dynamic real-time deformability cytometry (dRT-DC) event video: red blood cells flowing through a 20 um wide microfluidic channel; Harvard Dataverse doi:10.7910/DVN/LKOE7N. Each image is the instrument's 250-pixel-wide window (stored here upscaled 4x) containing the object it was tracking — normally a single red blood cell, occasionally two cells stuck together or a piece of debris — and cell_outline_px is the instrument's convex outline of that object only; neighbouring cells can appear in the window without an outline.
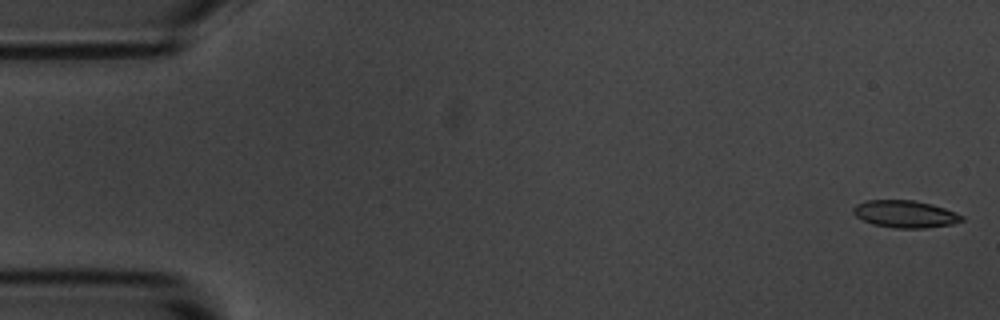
{"species": "common noctule bat (a hibernating species)", "species_latin": "Nyctalus noctula", "temperature_condition": "room temperature", "stored_images_in_passage": 56, "camera_frame_rate_fps": 3000, "um_per_image_px": 0.085, "animal": {"sex": "male", "body_mass_g": 20.1, "forearm_length_mm": 53.5}, "frame": {"image": 1, "passage_image": 1, "time_ms": 0.0, "image_size_px": [1000, 320], "cell_outline_px": [[964, 220], [952, 224], [928, 228], [896, 228], [872, 224], [856, 216], [852, 212], [852, 208], [856, 204], [868, 200], [912, 200], [932, 204], [956, 212], [964, 216]], "centroid_in_image_um": [76.95, 18.19], "position_along_channel_um": 8.1, "area_um2": 17.28}}
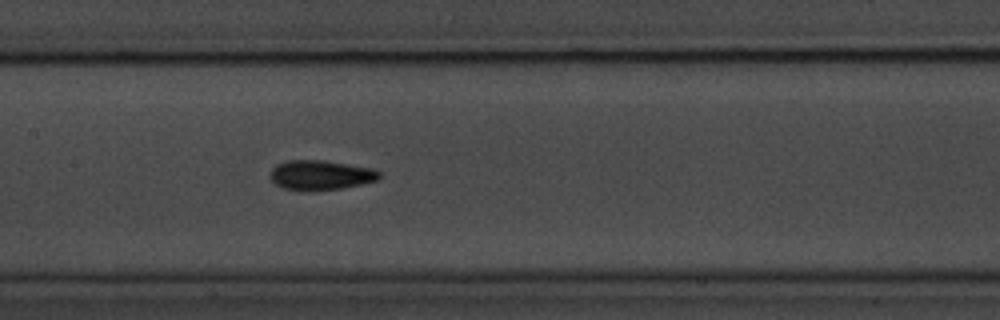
{"frame": {"image": 2, "passage_image": 26, "time_ms": 8.333, "image_size_px": [1000, 320], "cell_outline_px": [[380, 180], [340, 188], [308, 192], [280, 188], [272, 180], [268, 172], [276, 164], [284, 160], [320, 160], [348, 164], [372, 168], [380, 172]], "centroid_in_image_um": [27.2, 14.89], "position_along_channel_um": 180.2, "area_um2": 19.19}}
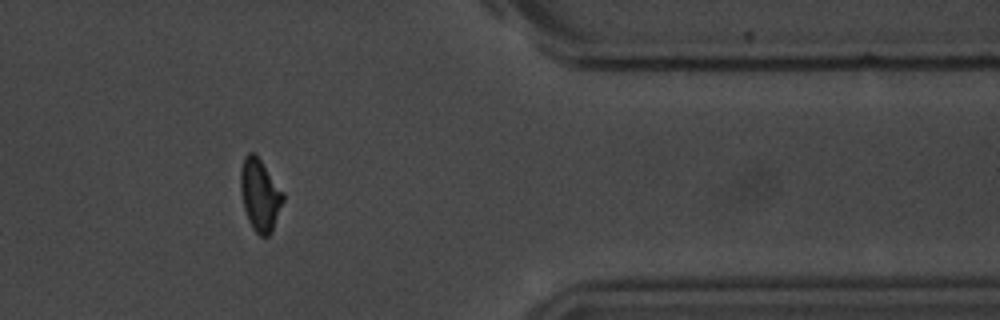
{"frame": {"image": 3, "passage_image": 45, "time_ms": 14.667, "image_size_px": [1000, 320], "cell_outline_px": [[284, 200], [272, 232], [268, 236], [260, 236], [252, 228], [248, 220], [244, 208], [240, 188], [240, 172], [244, 156], [248, 152], [256, 152], [284, 192]], "centroid_in_image_um": [22.1, 16.54], "position_along_channel_um": 389.3, "area_um2": 18.15}}